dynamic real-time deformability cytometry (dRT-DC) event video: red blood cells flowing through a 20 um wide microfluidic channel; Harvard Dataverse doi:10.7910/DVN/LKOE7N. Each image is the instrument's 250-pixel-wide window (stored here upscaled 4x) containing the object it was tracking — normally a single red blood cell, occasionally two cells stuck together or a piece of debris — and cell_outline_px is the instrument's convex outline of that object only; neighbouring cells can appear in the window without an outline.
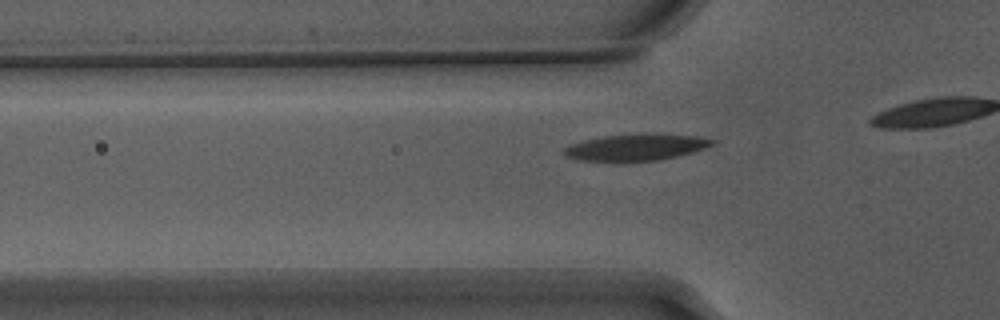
{"species": "Egyptian fruit bat (a non-hibernating species)", "species_latin": "Rousettus aegyptiacus", "temperature_condition": "warm", "stored_images_in_passage": 19, "camera_frame_rate_fps": 3000, "um_per_image_px": 0.085, "animal": {"sex": "male"}, "frame": {"image": 1, "passage_image": 14, "time_ms": 4.333, "image_size_px": [1000, 320], "cell_outline_px": [[716, 140], [712, 144], [704, 148], [692, 152], [660, 160], [580, 160], [564, 156], [560, 152], [568, 144], [584, 140], [604, 136], [696, 136]], "centroid_in_image_um": [53.95, 12.55], "position_along_channel_um": 71.9, "area_um2": 21.56}}
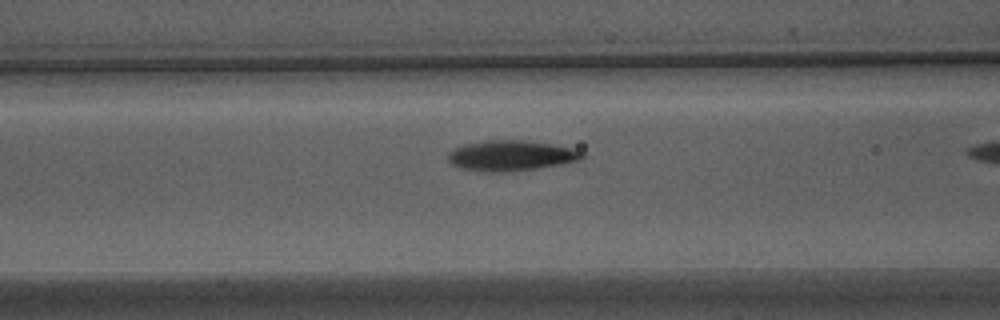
{"frame": {"image": 2, "passage_image": 18, "time_ms": 5.667, "image_size_px": [1000, 320], "cell_outline_px": [[584, 156], [580, 160], [560, 164], [536, 168], [500, 172], [484, 172], [464, 168], [452, 164], [448, 160], [448, 152], [464, 144], [484, 140], [524, 140], [552, 144], [572, 148], [584, 152]], "centroid_in_image_um": [43.44, 13.21], "position_along_channel_um": 123.2, "area_um2": 23.58}}